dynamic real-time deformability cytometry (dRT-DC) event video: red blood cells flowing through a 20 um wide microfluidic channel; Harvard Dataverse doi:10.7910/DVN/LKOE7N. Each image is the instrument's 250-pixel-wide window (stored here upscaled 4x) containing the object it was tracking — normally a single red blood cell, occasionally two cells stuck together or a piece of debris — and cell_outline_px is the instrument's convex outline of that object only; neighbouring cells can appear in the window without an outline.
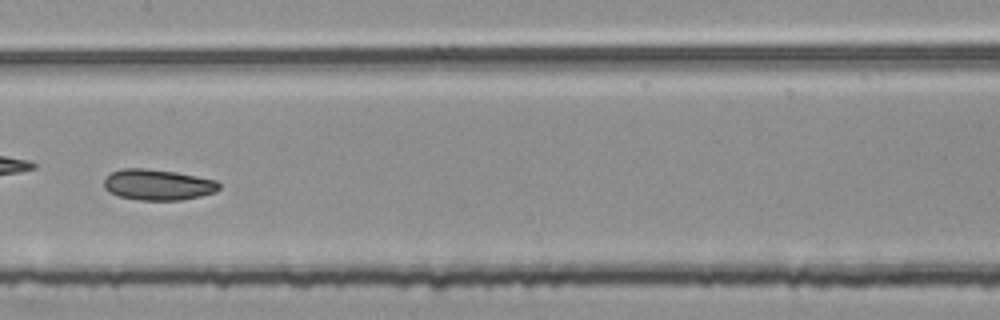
{"species": "common noctule bat (a hibernating species)", "species_latin": "Nyctalus noctula", "temperature_condition": "room temperature", "stored_images_in_passage": 36, "camera_frame_rate_fps": 3000, "um_per_image_px": 0.085, "animal": {"sex": "female", "body_mass_g": 25.1}, "frame": {"image": 1, "passage_image": 11, "time_ms": 3.333, "image_size_px": [1000, 320], "cell_outline_px": [[220, 188], [216, 192], [200, 196], [180, 200], [140, 200], [120, 196], [108, 192], [104, 188], [104, 180], [112, 172], [124, 168], [144, 168], [176, 172], [216, 180], [220, 184]], "centroid_in_image_um": [13.43, 15.7], "position_along_channel_um": 194.0, "area_um2": 20.63}, "authors_computed_cell_mechanics": {"area_um2": 20.3167, "velocity_mm_per_s": 3.7473, "shape_relaxation_time_tau1_ms": 5.4726, "shape_relaxation_time_tau2_ms": 5.808, "deformation_change_tau1": 0.0934, "deformation_change_tau2": 0.0996}}